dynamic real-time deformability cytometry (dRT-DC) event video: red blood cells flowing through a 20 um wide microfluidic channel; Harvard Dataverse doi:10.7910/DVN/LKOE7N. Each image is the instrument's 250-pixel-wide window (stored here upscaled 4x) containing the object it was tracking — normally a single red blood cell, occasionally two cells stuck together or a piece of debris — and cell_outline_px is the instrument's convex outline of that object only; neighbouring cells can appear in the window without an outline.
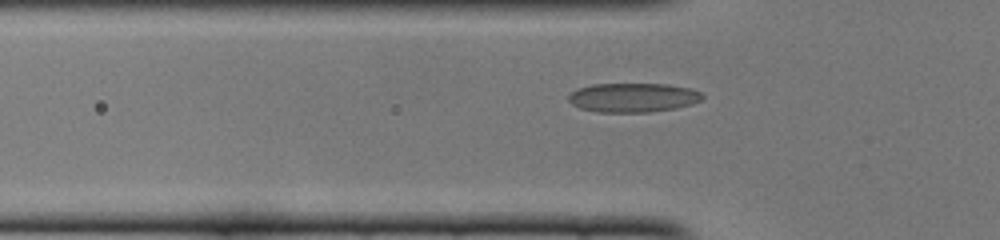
{"species": "common noctule bat (a hibernating species)", "species_latin": "Nyctalus noctula", "temperature_condition": "cold", "stored_images_in_passage": 37, "camera_frame_rate_fps": 3000, "um_per_image_px": 0.085, "animal": {"sex": "female", "body_mass_g": 22.0, "forearm_length_mm": 56.7}, "frame": {"image": 1, "passage_image": 8, "time_ms": 2.333, "image_size_px": [1000, 240], "cell_outline_px": [[704, 96], [700, 100], [692, 104], [676, 108], [648, 112], [596, 112], [580, 108], [572, 104], [568, 100], [568, 96], [576, 88], [592, 84], [668, 84], [688, 88], [700, 92]], "centroid_in_image_um": [53.78, 8.29], "position_along_channel_um": 72.0, "area_um2": 22.77}}
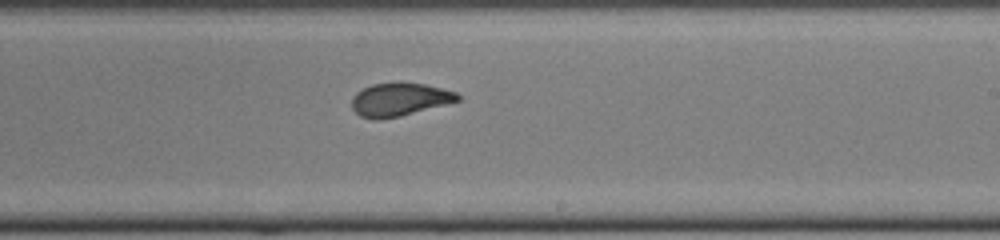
{"frame": {"image": 2, "passage_image": 22, "time_ms": 7.0, "image_size_px": [1000, 240], "cell_outline_px": [[460, 100], [448, 104], [400, 116], [376, 120], [372, 120], [360, 116], [352, 108], [352, 96], [356, 92], [372, 84], [424, 84], [456, 92], [460, 96]], "centroid_in_image_um": [33.94, 8.49], "position_along_channel_um": 255.1, "area_um2": 20.11}}
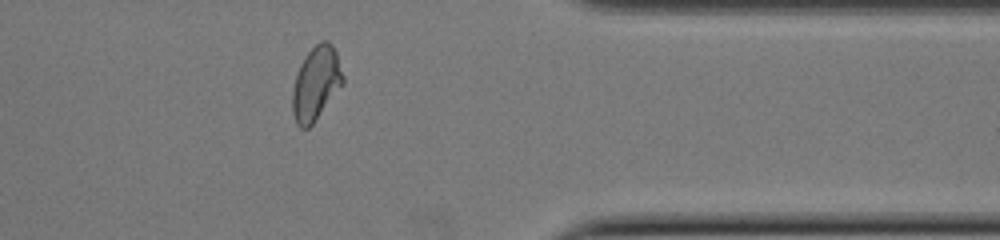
{"frame": {"image": 3, "passage_image": 33, "time_ms": 10.667, "image_size_px": [1000, 240], "cell_outline_px": [[344, 84], [312, 124], [308, 128], [300, 128], [296, 124], [292, 112], [292, 88], [300, 64], [304, 56], [320, 40], [328, 40], [332, 44], [336, 52], [344, 76]], "centroid_in_image_um": [26.86, 7.08], "position_along_channel_um": 384.5, "area_um2": 21.85}}